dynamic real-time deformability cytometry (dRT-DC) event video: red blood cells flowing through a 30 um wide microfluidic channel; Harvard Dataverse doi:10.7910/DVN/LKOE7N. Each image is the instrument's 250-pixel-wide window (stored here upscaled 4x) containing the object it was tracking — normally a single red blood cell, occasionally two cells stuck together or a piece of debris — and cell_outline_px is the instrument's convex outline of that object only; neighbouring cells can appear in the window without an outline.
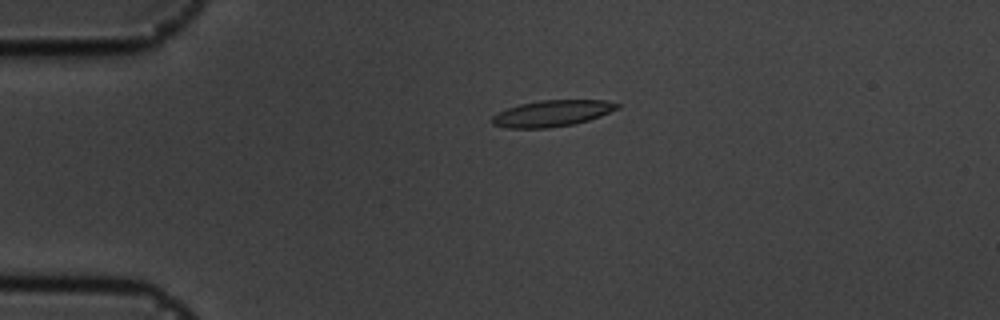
{"species": "common noctule bat (a hibernating species)", "species_latin": "Nyctalus noctula", "temperature_condition": "cold", "stored_images_in_passage": 47, "camera_frame_rate_fps": 3000, "um_per_image_px": 0.085, "animal": {"sex": "male", "body_mass_g": 19.5, "forearm_length_mm": 54.6}, "frame": {"image": 1, "passage_image": 3, "time_ms": 0.667, "image_size_px": [1000, 320], "cell_outline_px": [[620, 108], [600, 116], [588, 120], [572, 124], [548, 128], [508, 128], [492, 124], [492, 116], [508, 108], [520, 104], [540, 100], [604, 100], [620, 104]], "centroid_in_image_um": [46.94, 9.63], "position_along_channel_um": 38.1, "area_um2": 19.02}}
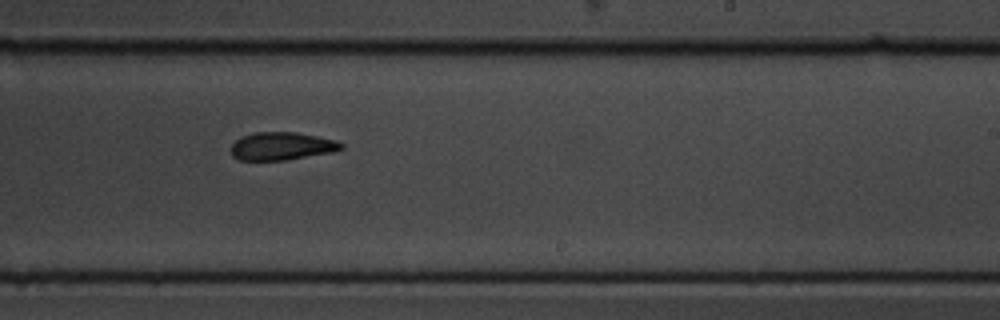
{"frame": {"image": 2, "passage_image": 25, "time_ms": 8.0, "image_size_px": [1000, 320], "cell_outline_px": [[344, 148], [332, 152], [284, 160], [240, 160], [232, 156], [228, 148], [240, 136], [252, 132], [296, 132], [336, 140], [344, 144]], "centroid_in_image_um": [23.89, 12.41], "position_along_channel_um": 265.1, "area_um2": 18.09}}
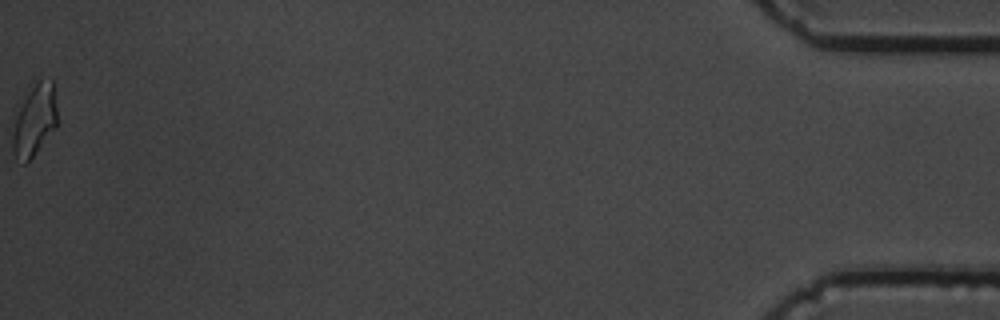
{"frame": {"image": 3, "passage_image": 47, "time_ms": 15.333, "image_size_px": [1000, 320], "cell_outline_px": [[56, 128], [32, 156], [24, 164], [12, 152], [12, 116], [28, 84], [40, 80], [52, 80], [56, 108]], "centroid_in_image_um": [2.85, 10.14], "position_along_channel_um": 432.3, "area_um2": 19.25}, "authors_computed_cell_mechanics": {"area_um2": 18.6116, "velocity_mm_per_s": 3.5736, "shape_relaxation_time_tau1_ms": 6.0845, "shape_relaxation_time_tau2_ms": null, "deformation_change_tau1": 0.1556, "deformation_change_tau2": null}}